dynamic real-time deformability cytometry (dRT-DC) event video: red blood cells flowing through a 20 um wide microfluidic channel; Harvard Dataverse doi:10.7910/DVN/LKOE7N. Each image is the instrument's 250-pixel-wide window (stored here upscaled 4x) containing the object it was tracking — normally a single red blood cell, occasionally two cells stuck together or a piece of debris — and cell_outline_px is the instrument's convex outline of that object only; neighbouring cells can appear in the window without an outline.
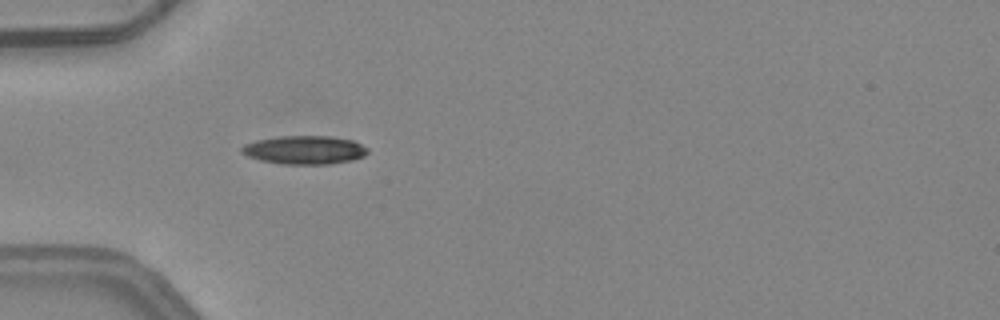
{"species": "common noctule bat (a hibernating species)", "species_latin": "Nyctalus noctula", "temperature_condition": "warm", "stored_images_in_passage": 1, "camera_frame_rate_fps": 3000, "um_per_image_px": 0.085, "animal": {"sex": "female", "body_mass_g": 24.6, "forearm_length_mm": 56.2}, "frame": {"image": 1, "passage_image": 1, "time_ms": 0.0, "image_size_px": [1000, 320], "cell_outline_px": [[368, 152], [364, 156], [352, 160], [328, 164], [284, 164], [260, 160], [248, 156], [240, 152], [240, 148], [244, 144], [256, 140], [280, 136], [332, 136], [352, 140], [368, 148]], "centroid_in_image_um": [25.88, 12.74], "position_along_channel_um": 59.1, "area_um2": 20.92}}